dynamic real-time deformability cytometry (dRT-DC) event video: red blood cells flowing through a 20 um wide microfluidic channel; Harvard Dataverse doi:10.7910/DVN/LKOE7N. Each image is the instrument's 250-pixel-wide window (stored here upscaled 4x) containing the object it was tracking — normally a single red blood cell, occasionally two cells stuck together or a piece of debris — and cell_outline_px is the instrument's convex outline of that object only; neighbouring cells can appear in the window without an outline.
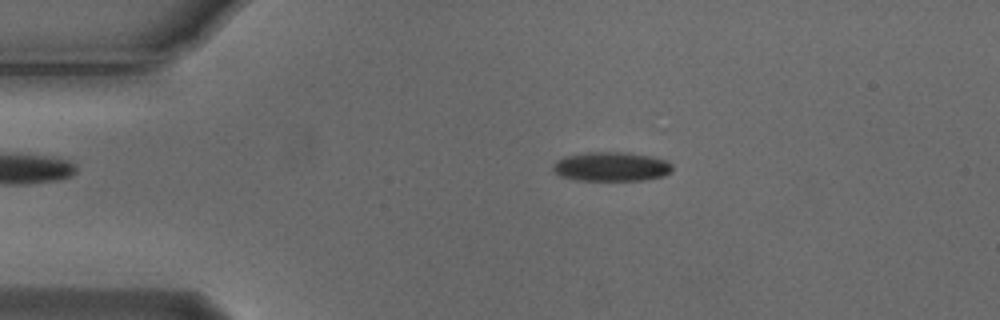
{"species": "Egyptian fruit bat (a non-hibernating species)", "species_latin": "Rousettus aegyptiacus", "temperature_condition": "cold", "stored_images_in_passage": 53, "camera_frame_rate_fps": 3000, "um_per_image_px": 0.085, "animal": {"sex": "male"}, "frame": {"image": 1, "passage_image": 10, "time_ms": 3.0, "image_size_px": [1000, 320], "cell_outline_px": [[672, 172], [664, 176], [644, 180], [576, 180], [560, 176], [552, 172], [552, 164], [556, 160], [564, 156], [588, 152], [628, 152], [668, 160], [672, 164]], "centroid_in_image_um": [51.94, 14.16], "position_along_channel_um": 33.1, "area_um2": 20.63}}
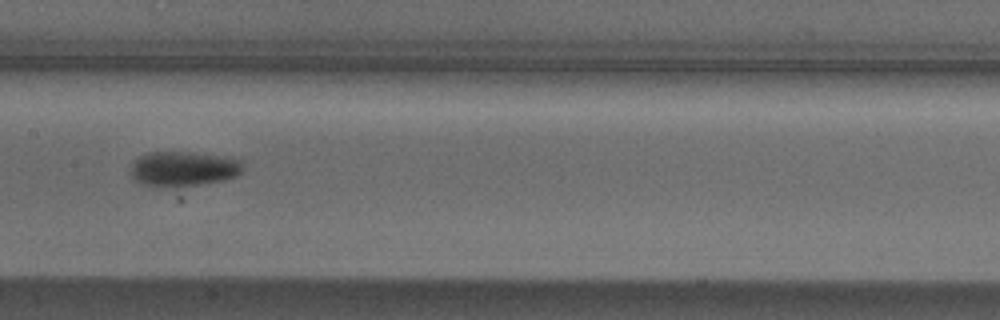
{"frame": {"image": 2, "passage_image": 26, "time_ms": 8.333, "image_size_px": [1000, 320], "cell_outline_px": [[244, 168], [236, 176], [224, 180], [196, 184], [144, 184], [136, 180], [128, 172], [132, 164], [140, 156], [148, 152], [188, 152], [216, 156], [240, 160]], "centroid_in_image_um": [15.57, 14.31], "position_along_channel_um": 191.8, "area_um2": 21.79}}
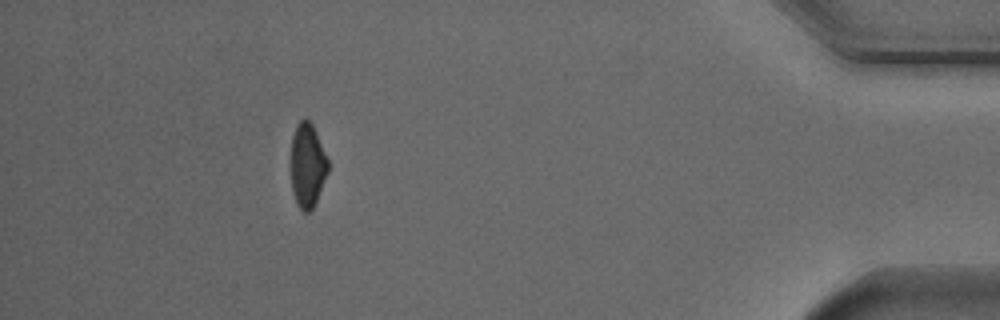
{"frame": {"image": 3, "passage_image": 48, "time_ms": 15.667, "image_size_px": [1000, 320], "cell_outline_px": [[328, 172], [312, 212], [304, 212], [296, 204], [292, 192], [292, 136], [296, 124], [304, 116], [312, 124], [316, 132], [328, 160]], "centroid_in_image_um": [26.14, 14.07], "position_along_channel_um": 409.1, "area_um2": 18.21}, "authors_computed_cell_mechanics": {"area_um2": 20.4034, "velocity_mm_per_s": 3.7737, "shape_relaxation_time_tau1_ms": 2.9174, "shape_relaxation_time_tau2_ms": null, "deformation_change_tau1": 0.102, "deformation_change_tau2": null}}